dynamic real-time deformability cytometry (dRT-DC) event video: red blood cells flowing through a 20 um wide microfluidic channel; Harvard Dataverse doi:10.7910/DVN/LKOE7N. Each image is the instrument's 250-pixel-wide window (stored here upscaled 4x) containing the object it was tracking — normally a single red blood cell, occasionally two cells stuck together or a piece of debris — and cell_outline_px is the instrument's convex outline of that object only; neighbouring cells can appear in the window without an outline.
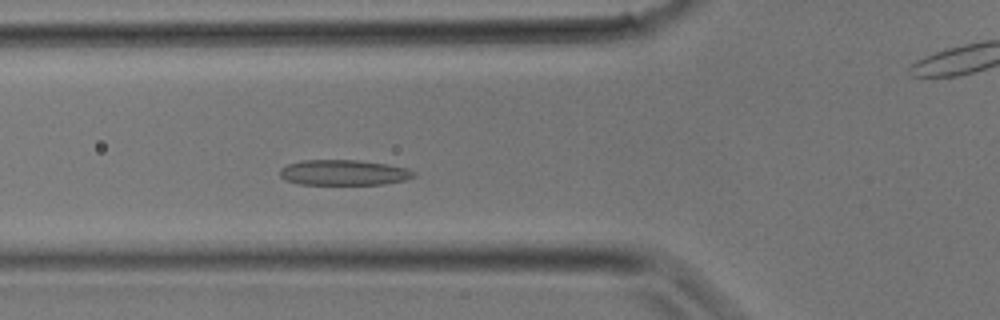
{"species": "common noctule bat (a hibernating species)", "species_latin": "Nyctalus noctula", "temperature_condition": "room temperature", "stored_images_in_passage": 19, "camera_frame_rate_fps": 3000, "um_per_image_px": 0.085, "animal": {"sex": "male", "body_mass_g": 17.9}, "frame": {"image": 1, "passage_image": 9, "time_ms": 2.667, "image_size_px": [1000, 320], "cell_outline_px": [[416, 176], [408, 180], [384, 184], [300, 184], [288, 180], [280, 176], [280, 168], [288, 164], [304, 160], [356, 160], [388, 164], [408, 168], [416, 172]], "centroid_in_image_um": [29.29, 14.66], "position_along_channel_um": 96.5, "area_um2": 19.88}}
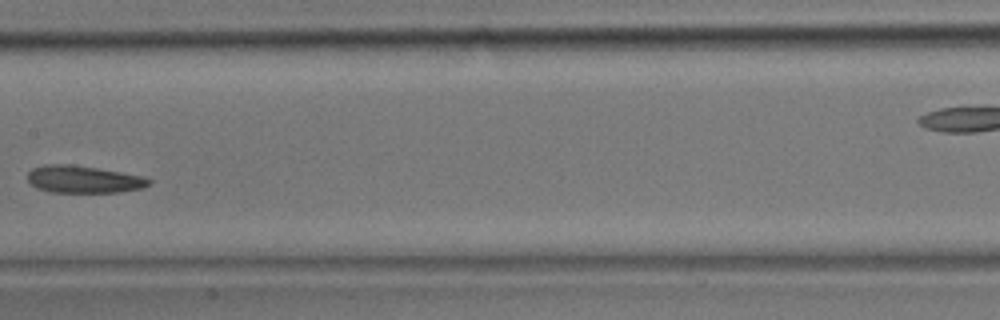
{"frame": {"image": 2, "passage_image": 14, "time_ms": 4.333, "image_size_px": [1000, 320], "cell_outline_px": [[152, 184], [144, 188], [116, 192], [52, 192], [36, 188], [28, 180], [28, 172], [32, 168], [48, 164], [68, 164], [96, 168], [120, 172], [140, 176], [152, 180]], "centroid_in_image_um": [7.1, 15.25], "position_along_channel_um": 200.3, "area_um2": 19.13}}
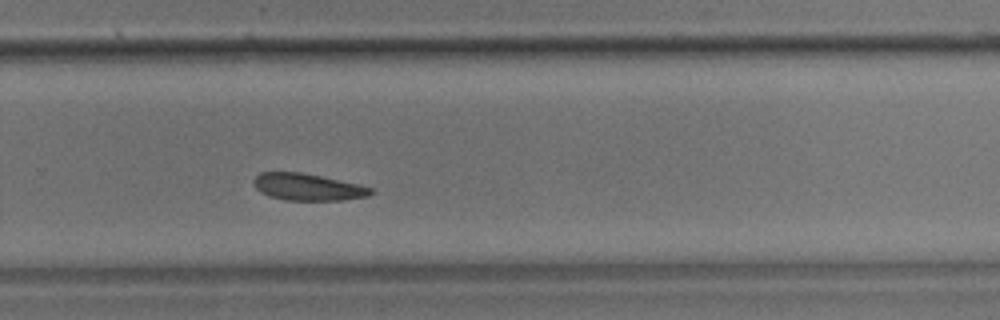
{"frame": {"image": 3, "passage_image": 19, "time_ms": 6.0, "image_size_px": [1000, 320], "cell_outline_px": [[376, 192], [368, 196], [340, 200], [284, 200], [260, 192], [256, 188], [252, 180], [260, 172], [300, 172], [320, 176], [356, 184], [372, 188]], "centroid_in_image_um": [26.14, 15.9], "position_along_channel_um": 303.7, "area_um2": 18.15}}